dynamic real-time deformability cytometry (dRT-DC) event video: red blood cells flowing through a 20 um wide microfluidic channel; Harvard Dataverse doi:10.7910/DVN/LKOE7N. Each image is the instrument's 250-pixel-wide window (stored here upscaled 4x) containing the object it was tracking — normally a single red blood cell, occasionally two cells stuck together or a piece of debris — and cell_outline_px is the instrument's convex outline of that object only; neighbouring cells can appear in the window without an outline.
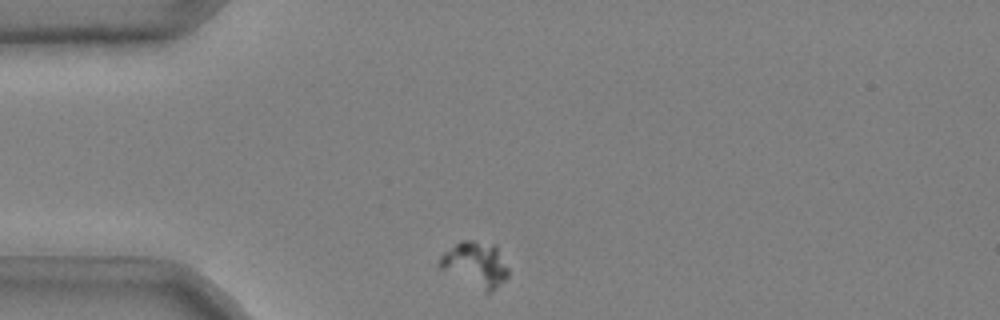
{"species": "common noctule bat (a hibernating species)", "species_latin": "Nyctalus noctula", "temperature_condition": "cold", "stored_images_in_passage": 42, "camera_frame_rate_fps": 3000, "um_per_image_px": 0.085, "animal": {"sex": "male", "body_mass_g": 20.4}, "frame": {"image": 1, "passage_image": 1, "time_ms": 0.0, "image_size_px": [1000, 320], "cell_outline_px": [[508, 276], [492, 292], [484, 292], [440, 268], [436, 264], [440, 256], [444, 252], [460, 240], [472, 240], [496, 244], [508, 268]], "centroid_in_image_um": [40.41, 22.45], "position_along_channel_um": 44.6, "area_um2": 18.15}}
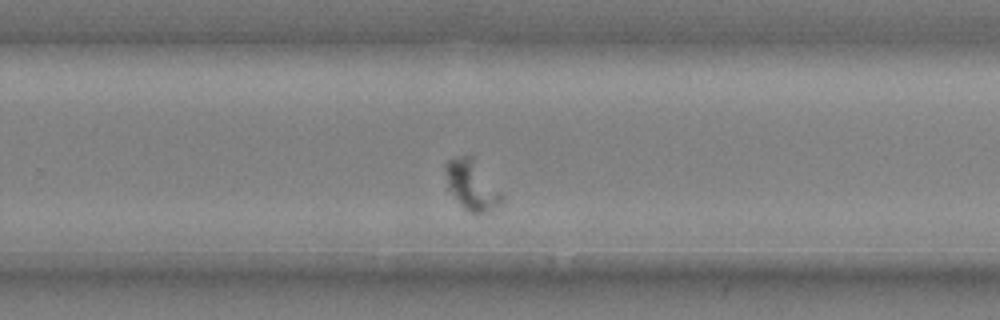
{"frame": {"image": 2, "passage_image": 24, "time_ms": 7.667, "image_size_px": [1000, 320], "cell_outline_px": [[504, 200], [500, 204], [488, 212], [468, 212], [460, 204], [448, 188], [444, 168], [444, 164], [448, 160], [464, 156], [472, 156], [504, 196]], "centroid_in_image_um": [40.1, 15.75], "position_along_channel_um": 289.7, "area_um2": 16.01}}
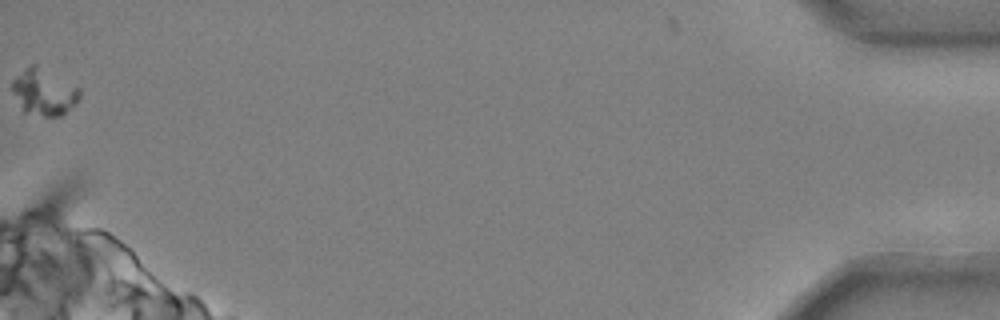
{"frame": {"image": 3, "passage_image": 42, "time_ms": 13.667, "image_size_px": [1000, 320], "cell_outline_px": [[80, 96], [76, 104], [60, 116], [44, 116], [24, 112], [12, 88], [12, 80], [16, 76], [32, 64], [36, 64], [80, 88]], "centroid_in_image_um": [3.77, 7.83], "position_along_channel_um": 431.4, "area_um2": 17.8}}